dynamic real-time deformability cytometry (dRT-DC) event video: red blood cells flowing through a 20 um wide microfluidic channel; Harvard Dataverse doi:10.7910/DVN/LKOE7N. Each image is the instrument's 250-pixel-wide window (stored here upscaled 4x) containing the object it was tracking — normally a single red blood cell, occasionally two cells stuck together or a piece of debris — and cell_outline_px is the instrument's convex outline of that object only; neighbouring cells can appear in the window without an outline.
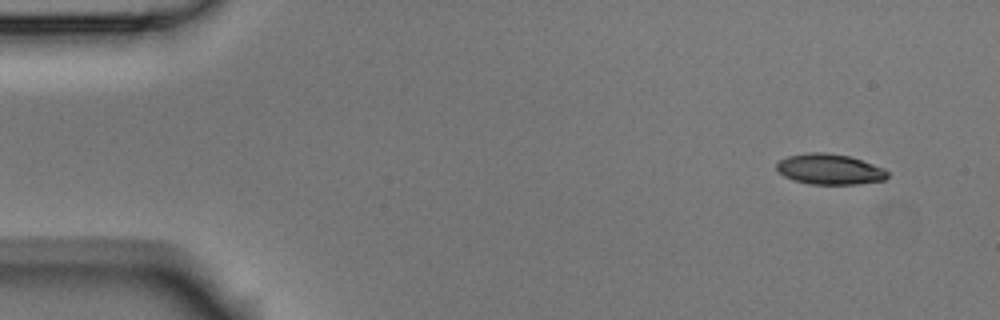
{"species": "Egyptian fruit bat (a non-hibernating species)", "species_latin": "Rousettus aegyptiacus", "temperature_condition": "room temperature", "stored_images_in_passage": 4, "camera_frame_rate_fps": 3000, "um_per_image_px": 0.085, "animal": {"sex": "male"}, "frame": {"image": 1, "passage_image": 1, "time_ms": 0.0, "image_size_px": [1000, 320], "cell_outline_px": [[888, 176], [884, 180], [856, 184], [808, 184], [784, 176], [776, 168], [776, 164], [780, 160], [788, 156], [808, 152], [824, 152], [848, 156], [884, 168], [888, 172]], "centroid_in_image_um": [70.51, 14.38], "position_along_channel_um": 14.5, "area_um2": 19.54}}
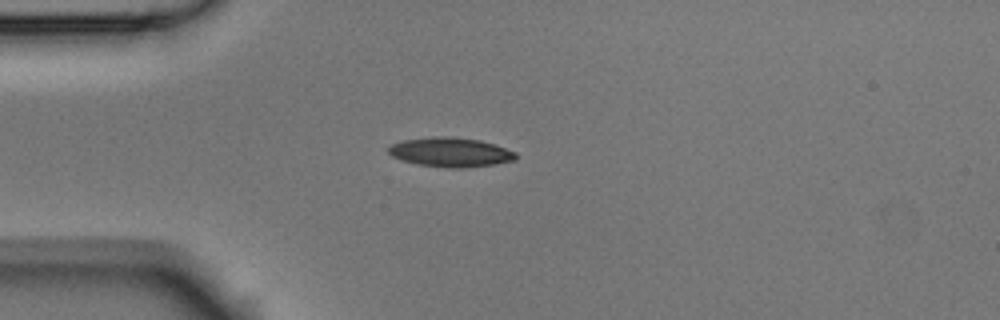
{"frame": {"image": 2, "passage_image": 4, "time_ms": 1.0, "image_size_px": [1000, 320], "cell_outline_px": [[516, 160], [492, 164], [464, 168], [448, 168], [416, 164], [400, 160], [392, 156], [388, 152], [388, 148], [392, 144], [404, 140], [432, 136], [452, 136], [480, 140], [516, 152]], "centroid_in_image_um": [38.26, 12.93], "position_along_channel_um": 46.7, "area_um2": 21.79}}